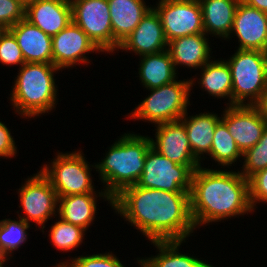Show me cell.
<instances>
[{
  "label": "cell",
  "instance_id": "7c38bea8",
  "mask_svg": "<svg viewBox=\"0 0 267 267\" xmlns=\"http://www.w3.org/2000/svg\"><path fill=\"white\" fill-rule=\"evenodd\" d=\"M221 120L242 154L258 143L267 125L261 108L250 105H230Z\"/></svg>",
  "mask_w": 267,
  "mask_h": 267
},
{
  "label": "cell",
  "instance_id": "f546056e",
  "mask_svg": "<svg viewBox=\"0 0 267 267\" xmlns=\"http://www.w3.org/2000/svg\"><path fill=\"white\" fill-rule=\"evenodd\" d=\"M243 172L240 174L247 180L259 171L267 168V125L263 130L261 139L244 154Z\"/></svg>",
  "mask_w": 267,
  "mask_h": 267
},
{
  "label": "cell",
  "instance_id": "6da1fadb",
  "mask_svg": "<svg viewBox=\"0 0 267 267\" xmlns=\"http://www.w3.org/2000/svg\"><path fill=\"white\" fill-rule=\"evenodd\" d=\"M115 212L152 241H185L195 229L189 192H169L133 185L112 199Z\"/></svg>",
  "mask_w": 267,
  "mask_h": 267
},
{
  "label": "cell",
  "instance_id": "8d00e7d4",
  "mask_svg": "<svg viewBox=\"0 0 267 267\" xmlns=\"http://www.w3.org/2000/svg\"><path fill=\"white\" fill-rule=\"evenodd\" d=\"M265 117V121L267 122V96L261 101V103L258 105Z\"/></svg>",
  "mask_w": 267,
  "mask_h": 267
},
{
  "label": "cell",
  "instance_id": "52a82bcc",
  "mask_svg": "<svg viewBox=\"0 0 267 267\" xmlns=\"http://www.w3.org/2000/svg\"><path fill=\"white\" fill-rule=\"evenodd\" d=\"M200 165H180L152 147L146 154L143 173L136 185L169 192L191 191L192 176Z\"/></svg>",
  "mask_w": 267,
  "mask_h": 267
},
{
  "label": "cell",
  "instance_id": "d590c367",
  "mask_svg": "<svg viewBox=\"0 0 267 267\" xmlns=\"http://www.w3.org/2000/svg\"><path fill=\"white\" fill-rule=\"evenodd\" d=\"M248 6L254 7L262 12L267 13V0H242Z\"/></svg>",
  "mask_w": 267,
  "mask_h": 267
},
{
  "label": "cell",
  "instance_id": "ac0fdd59",
  "mask_svg": "<svg viewBox=\"0 0 267 267\" xmlns=\"http://www.w3.org/2000/svg\"><path fill=\"white\" fill-rule=\"evenodd\" d=\"M16 38L25 63L53 64L52 37L26 19L8 29Z\"/></svg>",
  "mask_w": 267,
  "mask_h": 267
},
{
  "label": "cell",
  "instance_id": "ba28073f",
  "mask_svg": "<svg viewBox=\"0 0 267 267\" xmlns=\"http://www.w3.org/2000/svg\"><path fill=\"white\" fill-rule=\"evenodd\" d=\"M82 154L81 151L59 153L51 167L46 164L40 170L51 182L58 198L95 192L90 178V165Z\"/></svg>",
  "mask_w": 267,
  "mask_h": 267
},
{
  "label": "cell",
  "instance_id": "9a60e30c",
  "mask_svg": "<svg viewBox=\"0 0 267 267\" xmlns=\"http://www.w3.org/2000/svg\"><path fill=\"white\" fill-rule=\"evenodd\" d=\"M156 127L155 142L151 139L153 149L176 164H201L192 153L186 128L180 120L157 124Z\"/></svg>",
  "mask_w": 267,
  "mask_h": 267
},
{
  "label": "cell",
  "instance_id": "7a4b0ae2",
  "mask_svg": "<svg viewBox=\"0 0 267 267\" xmlns=\"http://www.w3.org/2000/svg\"><path fill=\"white\" fill-rule=\"evenodd\" d=\"M252 210L249 183L240 172L211 170L201 165L194 171L190 211L195 228Z\"/></svg>",
  "mask_w": 267,
  "mask_h": 267
},
{
  "label": "cell",
  "instance_id": "74e56055",
  "mask_svg": "<svg viewBox=\"0 0 267 267\" xmlns=\"http://www.w3.org/2000/svg\"><path fill=\"white\" fill-rule=\"evenodd\" d=\"M7 30L8 28L0 23V38Z\"/></svg>",
  "mask_w": 267,
  "mask_h": 267
},
{
  "label": "cell",
  "instance_id": "2e32d148",
  "mask_svg": "<svg viewBox=\"0 0 267 267\" xmlns=\"http://www.w3.org/2000/svg\"><path fill=\"white\" fill-rule=\"evenodd\" d=\"M167 46L161 19L156 10L151 8L118 49L134 51L142 56L163 52Z\"/></svg>",
  "mask_w": 267,
  "mask_h": 267
},
{
  "label": "cell",
  "instance_id": "f1b7e54d",
  "mask_svg": "<svg viewBox=\"0 0 267 267\" xmlns=\"http://www.w3.org/2000/svg\"><path fill=\"white\" fill-rule=\"evenodd\" d=\"M84 231L83 228L61 219L51 227L49 236L54 247L61 251H68L74 250L81 244Z\"/></svg>",
  "mask_w": 267,
  "mask_h": 267
},
{
  "label": "cell",
  "instance_id": "f35d334b",
  "mask_svg": "<svg viewBox=\"0 0 267 267\" xmlns=\"http://www.w3.org/2000/svg\"><path fill=\"white\" fill-rule=\"evenodd\" d=\"M9 258L5 257V256H0V267H4L3 264L5 263L6 260H8Z\"/></svg>",
  "mask_w": 267,
  "mask_h": 267
},
{
  "label": "cell",
  "instance_id": "b9f144b4",
  "mask_svg": "<svg viewBox=\"0 0 267 267\" xmlns=\"http://www.w3.org/2000/svg\"><path fill=\"white\" fill-rule=\"evenodd\" d=\"M0 256H4V255L2 254L1 246H0Z\"/></svg>",
  "mask_w": 267,
  "mask_h": 267
},
{
  "label": "cell",
  "instance_id": "9c48e42d",
  "mask_svg": "<svg viewBox=\"0 0 267 267\" xmlns=\"http://www.w3.org/2000/svg\"><path fill=\"white\" fill-rule=\"evenodd\" d=\"M72 22L79 26L102 52H113V34L108 0H70Z\"/></svg>",
  "mask_w": 267,
  "mask_h": 267
},
{
  "label": "cell",
  "instance_id": "5b68a950",
  "mask_svg": "<svg viewBox=\"0 0 267 267\" xmlns=\"http://www.w3.org/2000/svg\"><path fill=\"white\" fill-rule=\"evenodd\" d=\"M226 62L232 76V105L258 106L267 96V59L264 52L237 49ZM247 98H250L248 103L244 102Z\"/></svg>",
  "mask_w": 267,
  "mask_h": 267
},
{
  "label": "cell",
  "instance_id": "83f0119b",
  "mask_svg": "<svg viewBox=\"0 0 267 267\" xmlns=\"http://www.w3.org/2000/svg\"><path fill=\"white\" fill-rule=\"evenodd\" d=\"M30 224L19 217V220L4 219L0 221V246L2 254L9 257L27 240L26 230Z\"/></svg>",
  "mask_w": 267,
  "mask_h": 267
},
{
  "label": "cell",
  "instance_id": "d4e9b609",
  "mask_svg": "<svg viewBox=\"0 0 267 267\" xmlns=\"http://www.w3.org/2000/svg\"><path fill=\"white\" fill-rule=\"evenodd\" d=\"M183 241H152L159 249V254L153 258L140 259L141 267H213L198 258L178 252Z\"/></svg>",
  "mask_w": 267,
  "mask_h": 267
},
{
  "label": "cell",
  "instance_id": "e575fe53",
  "mask_svg": "<svg viewBox=\"0 0 267 267\" xmlns=\"http://www.w3.org/2000/svg\"><path fill=\"white\" fill-rule=\"evenodd\" d=\"M16 149L9 129L0 121V156L4 158L15 156Z\"/></svg>",
  "mask_w": 267,
  "mask_h": 267
},
{
  "label": "cell",
  "instance_id": "603a6c76",
  "mask_svg": "<svg viewBox=\"0 0 267 267\" xmlns=\"http://www.w3.org/2000/svg\"><path fill=\"white\" fill-rule=\"evenodd\" d=\"M140 66L139 77L147 89L159 88L176 80L177 68L168 50L142 55Z\"/></svg>",
  "mask_w": 267,
  "mask_h": 267
},
{
  "label": "cell",
  "instance_id": "5bb4252c",
  "mask_svg": "<svg viewBox=\"0 0 267 267\" xmlns=\"http://www.w3.org/2000/svg\"><path fill=\"white\" fill-rule=\"evenodd\" d=\"M232 32L240 42L238 49L263 52L267 43V13L240 0L234 15Z\"/></svg>",
  "mask_w": 267,
  "mask_h": 267
},
{
  "label": "cell",
  "instance_id": "cb8c5ba5",
  "mask_svg": "<svg viewBox=\"0 0 267 267\" xmlns=\"http://www.w3.org/2000/svg\"><path fill=\"white\" fill-rule=\"evenodd\" d=\"M96 197L95 192L59 197L57 212L60 219L86 231L95 218Z\"/></svg>",
  "mask_w": 267,
  "mask_h": 267
},
{
  "label": "cell",
  "instance_id": "1f68e13d",
  "mask_svg": "<svg viewBox=\"0 0 267 267\" xmlns=\"http://www.w3.org/2000/svg\"><path fill=\"white\" fill-rule=\"evenodd\" d=\"M61 262L57 264L63 267H124L119 259L112 253L93 254L89 256H79L71 261V263Z\"/></svg>",
  "mask_w": 267,
  "mask_h": 267
},
{
  "label": "cell",
  "instance_id": "3957f363",
  "mask_svg": "<svg viewBox=\"0 0 267 267\" xmlns=\"http://www.w3.org/2000/svg\"><path fill=\"white\" fill-rule=\"evenodd\" d=\"M151 138L135 134H124L109 148L106 158L100 164L94 165L98 169L106 188L99 192V196L112 205V199L123 189L136 185L143 173L146 154L151 148Z\"/></svg>",
  "mask_w": 267,
  "mask_h": 267
},
{
  "label": "cell",
  "instance_id": "484cf974",
  "mask_svg": "<svg viewBox=\"0 0 267 267\" xmlns=\"http://www.w3.org/2000/svg\"><path fill=\"white\" fill-rule=\"evenodd\" d=\"M200 84L211 96L229 97L232 105V76L228 63L225 61H209L202 68Z\"/></svg>",
  "mask_w": 267,
  "mask_h": 267
},
{
  "label": "cell",
  "instance_id": "d6986e66",
  "mask_svg": "<svg viewBox=\"0 0 267 267\" xmlns=\"http://www.w3.org/2000/svg\"><path fill=\"white\" fill-rule=\"evenodd\" d=\"M113 34V51L138 26L152 8L143 0H108Z\"/></svg>",
  "mask_w": 267,
  "mask_h": 267
},
{
  "label": "cell",
  "instance_id": "8fae6325",
  "mask_svg": "<svg viewBox=\"0 0 267 267\" xmlns=\"http://www.w3.org/2000/svg\"><path fill=\"white\" fill-rule=\"evenodd\" d=\"M21 208L27 217L19 216L27 223L36 222L37 225H44L47 219L52 217L58 205L56 191L49 179L41 172L28 178L26 184L19 189Z\"/></svg>",
  "mask_w": 267,
  "mask_h": 267
},
{
  "label": "cell",
  "instance_id": "8992f818",
  "mask_svg": "<svg viewBox=\"0 0 267 267\" xmlns=\"http://www.w3.org/2000/svg\"><path fill=\"white\" fill-rule=\"evenodd\" d=\"M193 80H174L159 88L149 89L151 94L131 112V117L155 124L179 121L187 112Z\"/></svg>",
  "mask_w": 267,
  "mask_h": 267
},
{
  "label": "cell",
  "instance_id": "30bf717a",
  "mask_svg": "<svg viewBox=\"0 0 267 267\" xmlns=\"http://www.w3.org/2000/svg\"><path fill=\"white\" fill-rule=\"evenodd\" d=\"M157 7L167 42L173 39L205 33L199 1L160 0Z\"/></svg>",
  "mask_w": 267,
  "mask_h": 267
},
{
  "label": "cell",
  "instance_id": "4fadbf2b",
  "mask_svg": "<svg viewBox=\"0 0 267 267\" xmlns=\"http://www.w3.org/2000/svg\"><path fill=\"white\" fill-rule=\"evenodd\" d=\"M102 52L87 34L71 22L62 31L52 36L53 65L58 69L74 66L76 63H89L85 53Z\"/></svg>",
  "mask_w": 267,
  "mask_h": 267
},
{
  "label": "cell",
  "instance_id": "e0dca14e",
  "mask_svg": "<svg viewBox=\"0 0 267 267\" xmlns=\"http://www.w3.org/2000/svg\"><path fill=\"white\" fill-rule=\"evenodd\" d=\"M25 19L49 36L72 22L70 0H34L25 4Z\"/></svg>",
  "mask_w": 267,
  "mask_h": 267
},
{
  "label": "cell",
  "instance_id": "4316f807",
  "mask_svg": "<svg viewBox=\"0 0 267 267\" xmlns=\"http://www.w3.org/2000/svg\"><path fill=\"white\" fill-rule=\"evenodd\" d=\"M209 155L215 162L217 161L219 165L223 166H231L232 163L239 159L238 157H243L222 120L216 125Z\"/></svg>",
  "mask_w": 267,
  "mask_h": 267
},
{
  "label": "cell",
  "instance_id": "44dd1931",
  "mask_svg": "<svg viewBox=\"0 0 267 267\" xmlns=\"http://www.w3.org/2000/svg\"><path fill=\"white\" fill-rule=\"evenodd\" d=\"M239 2L240 0H199L205 34L229 39Z\"/></svg>",
  "mask_w": 267,
  "mask_h": 267
},
{
  "label": "cell",
  "instance_id": "836d02e7",
  "mask_svg": "<svg viewBox=\"0 0 267 267\" xmlns=\"http://www.w3.org/2000/svg\"><path fill=\"white\" fill-rule=\"evenodd\" d=\"M250 203L254 210L257 201L267 202V168L248 179Z\"/></svg>",
  "mask_w": 267,
  "mask_h": 267
},
{
  "label": "cell",
  "instance_id": "277c9868",
  "mask_svg": "<svg viewBox=\"0 0 267 267\" xmlns=\"http://www.w3.org/2000/svg\"><path fill=\"white\" fill-rule=\"evenodd\" d=\"M20 69L10 94L16 112L31 118L55 108L57 86L53 77L60 69L49 63H24Z\"/></svg>",
  "mask_w": 267,
  "mask_h": 267
},
{
  "label": "cell",
  "instance_id": "60d3db41",
  "mask_svg": "<svg viewBox=\"0 0 267 267\" xmlns=\"http://www.w3.org/2000/svg\"><path fill=\"white\" fill-rule=\"evenodd\" d=\"M24 4H27V3H29V2H31V1H34V0H21Z\"/></svg>",
  "mask_w": 267,
  "mask_h": 267
},
{
  "label": "cell",
  "instance_id": "4dcf8cb0",
  "mask_svg": "<svg viewBox=\"0 0 267 267\" xmlns=\"http://www.w3.org/2000/svg\"><path fill=\"white\" fill-rule=\"evenodd\" d=\"M0 62L6 65L25 63L22 51L14 35L7 30L0 38Z\"/></svg>",
  "mask_w": 267,
  "mask_h": 267
},
{
  "label": "cell",
  "instance_id": "7402d4cb",
  "mask_svg": "<svg viewBox=\"0 0 267 267\" xmlns=\"http://www.w3.org/2000/svg\"><path fill=\"white\" fill-rule=\"evenodd\" d=\"M187 112L180 121L186 128L189 144L194 157L200 162L201 154L210 153L216 125L221 117L211 113H200L199 115L186 118Z\"/></svg>",
  "mask_w": 267,
  "mask_h": 267
},
{
  "label": "cell",
  "instance_id": "d6a6232c",
  "mask_svg": "<svg viewBox=\"0 0 267 267\" xmlns=\"http://www.w3.org/2000/svg\"><path fill=\"white\" fill-rule=\"evenodd\" d=\"M25 19V4L21 0H0V23L8 29Z\"/></svg>",
  "mask_w": 267,
  "mask_h": 267
},
{
  "label": "cell",
  "instance_id": "ab89813d",
  "mask_svg": "<svg viewBox=\"0 0 267 267\" xmlns=\"http://www.w3.org/2000/svg\"><path fill=\"white\" fill-rule=\"evenodd\" d=\"M264 54H265V57H266V59H267V43H266V46H265V48H264Z\"/></svg>",
  "mask_w": 267,
  "mask_h": 267
},
{
  "label": "cell",
  "instance_id": "ffe728a7",
  "mask_svg": "<svg viewBox=\"0 0 267 267\" xmlns=\"http://www.w3.org/2000/svg\"><path fill=\"white\" fill-rule=\"evenodd\" d=\"M205 33L188 35L168 42L167 50L174 66L202 68L210 59V47ZM197 67V68H196Z\"/></svg>",
  "mask_w": 267,
  "mask_h": 267
}]
</instances>
